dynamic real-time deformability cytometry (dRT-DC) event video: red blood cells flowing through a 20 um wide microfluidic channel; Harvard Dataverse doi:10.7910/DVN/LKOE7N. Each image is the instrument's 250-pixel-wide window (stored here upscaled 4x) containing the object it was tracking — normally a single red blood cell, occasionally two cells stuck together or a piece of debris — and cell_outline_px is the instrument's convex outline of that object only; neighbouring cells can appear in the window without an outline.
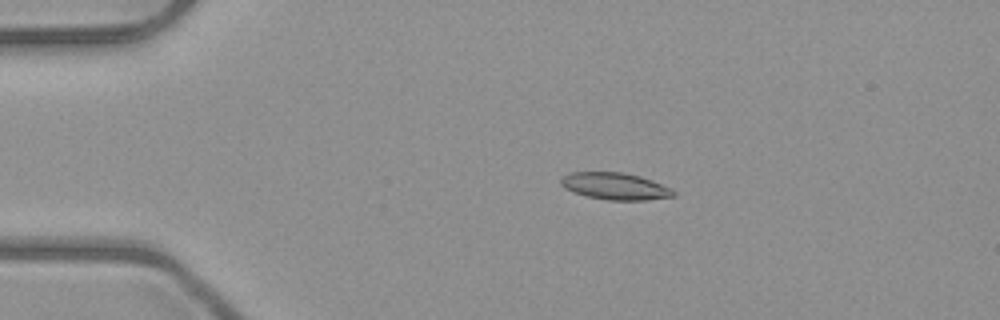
{"species": "common noctule bat (a hibernating species)", "species_latin": "Nyctalus noctula", "temperature_condition": "room temperature", "stored_images_in_passage": 4, "camera_frame_rate_fps": 3000, "um_per_image_px": 0.085, "animal": {"sex": "male", "body_mass_g": 23.1, "forearm_length_mm": 52.7}, "frame": {"image": 1, "passage_image": 1, "time_ms": 0.0, "image_size_px": [1000, 320], "cell_outline_px": [[676, 196], [644, 200], [608, 200], [588, 196], [572, 192], [564, 188], [560, 184], [560, 180], [564, 176], [572, 172], [624, 172], [640, 176], [652, 180], [672, 188], [676, 192]], "centroid_in_image_um": [52.31, 15.82], "position_along_channel_um": 32.7, "area_um2": 17.74}}
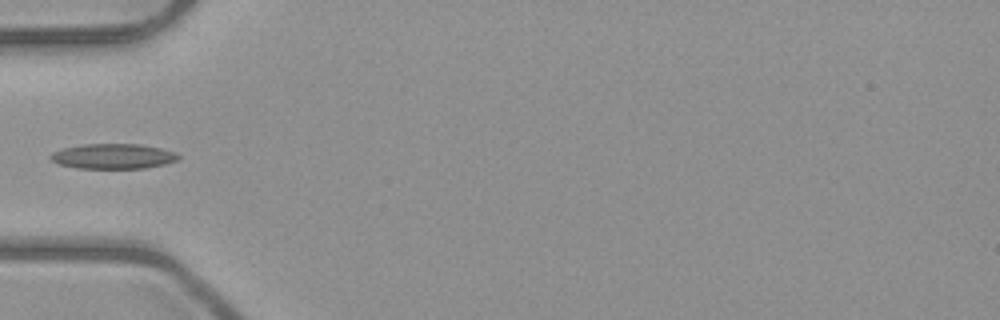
{"frame": {"image": 2, "passage_image": 3, "time_ms": 2.333, "image_size_px": [1000, 320], "cell_outline_px": [[180, 156], [176, 160], [164, 164], [144, 168], [76, 168], [60, 164], [52, 160], [48, 156], [52, 152], [64, 148], [84, 144], [140, 144], [160, 148], [176, 152]], "centroid_in_image_um": [9.61, 13.28], "position_along_channel_um": 75.4, "area_um2": 18.55}}
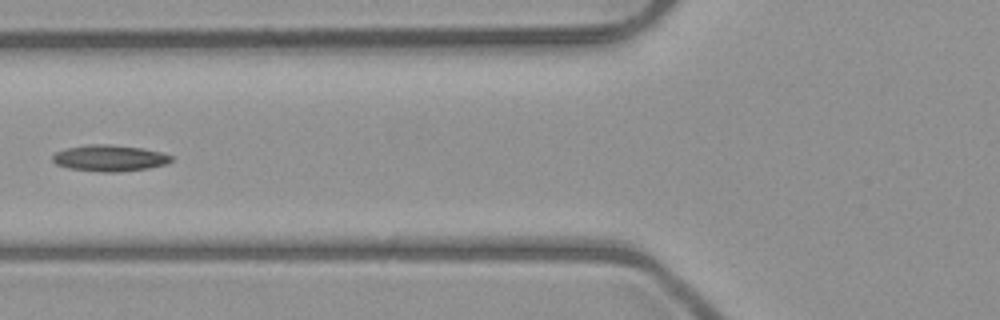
{"frame": {"image": 3, "passage_image": 4, "time_ms": 3.333, "image_size_px": [1000, 320], "cell_outline_px": [[172, 160], [164, 164], [148, 168], [120, 172], [100, 172], [68, 168], [56, 164], [52, 160], [52, 156], [56, 152], [68, 148], [88, 144], [108, 144], [140, 148], [160, 152], [172, 156]], "centroid_in_image_um": [9.28, 13.44], "position_along_channel_um": 116.5, "area_um2": 18.03}}